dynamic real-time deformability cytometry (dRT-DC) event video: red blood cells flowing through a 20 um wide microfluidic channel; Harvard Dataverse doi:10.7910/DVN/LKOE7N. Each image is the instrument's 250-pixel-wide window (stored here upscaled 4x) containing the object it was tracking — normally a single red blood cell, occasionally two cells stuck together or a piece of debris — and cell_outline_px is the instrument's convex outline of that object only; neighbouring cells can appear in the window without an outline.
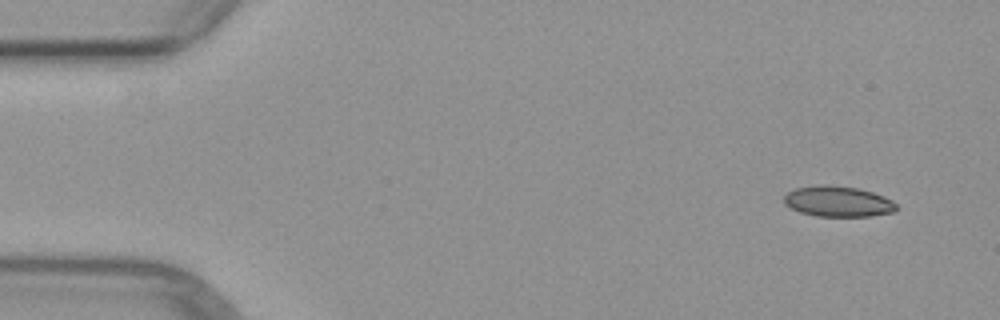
{"species": "common noctule bat (a hibernating species)", "species_latin": "Nyctalus noctula", "temperature_condition": "warm", "stored_images_in_passage": 4, "camera_frame_rate_fps": 3000, "um_per_image_px": 0.085, "animal": {"sex": "female", "body_mass_g": 29.2, "forearm_length_mm": 56.3}, "frame": {"image": 1, "passage_image": 1, "time_ms": 0.0, "image_size_px": [1000, 320], "cell_outline_px": [[896, 208], [892, 212], [872, 216], [816, 216], [800, 212], [784, 204], [784, 196], [788, 192], [796, 188], [820, 184], [832, 184], [860, 188], [884, 196], [892, 200], [896, 204]], "centroid_in_image_um": [71.22, 17.11], "position_along_channel_um": 13.8, "area_um2": 20.17}}
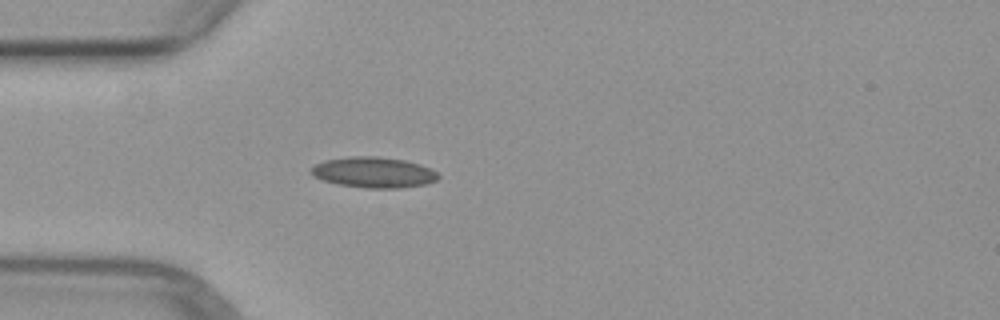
{"frame": {"image": 2, "passage_image": 4, "time_ms": 3.667, "image_size_px": [1000, 320], "cell_outline_px": [[440, 176], [436, 180], [428, 184], [400, 188], [364, 188], [336, 184], [320, 180], [312, 176], [308, 172], [316, 164], [324, 160], [352, 156], [376, 156], [404, 160], [420, 164], [436, 172]], "centroid_in_image_um": [31.72, 14.66], "position_along_channel_um": 53.3, "area_um2": 22.95}}